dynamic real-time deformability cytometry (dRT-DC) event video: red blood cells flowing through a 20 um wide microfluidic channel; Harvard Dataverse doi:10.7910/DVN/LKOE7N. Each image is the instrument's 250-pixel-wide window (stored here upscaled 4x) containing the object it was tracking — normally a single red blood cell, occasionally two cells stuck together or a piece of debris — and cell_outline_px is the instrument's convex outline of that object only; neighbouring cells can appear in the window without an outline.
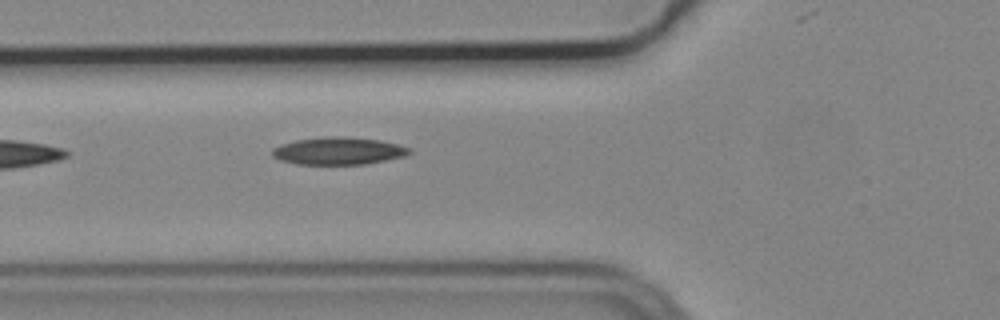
{"species": "common noctule bat (a hibernating species)", "species_latin": "Nyctalus noctula", "temperature_condition": "cold", "stored_images_in_passage": 3, "camera_frame_rate_fps": 3000, "um_per_image_px": 0.085, "animal": {"sex": "male", "body_mass_g": 19.2, "forearm_length_mm": 51.8}, "frame": {"image": 1, "passage_image": 3, "time_ms": 0.667, "image_size_px": [1000, 320], "cell_outline_px": [[412, 152], [404, 156], [364, 164], [296, 164], [280, 160], [272, 156], [272, 148], [280, 144], [296, 140], [328, 136], [348, 136], [380, 140], [396, 144], [408, 148]], "centroid_in_image_um": [28.72, 12.82], "position_along_channel_um": 97.1, "area_um2": 21.85}}